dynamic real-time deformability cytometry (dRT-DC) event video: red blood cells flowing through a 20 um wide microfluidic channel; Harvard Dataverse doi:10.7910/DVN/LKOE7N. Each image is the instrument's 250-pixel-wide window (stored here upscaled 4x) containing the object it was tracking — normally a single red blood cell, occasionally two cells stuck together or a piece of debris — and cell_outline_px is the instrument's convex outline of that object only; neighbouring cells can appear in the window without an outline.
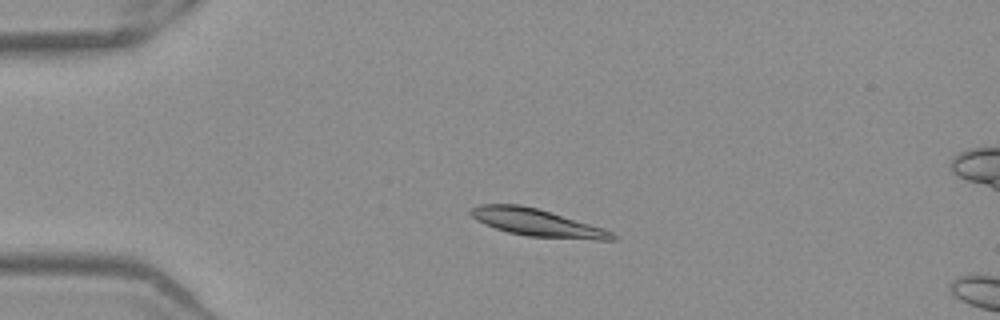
{"species": "Egyptian fruit bat (a non-hibernating species)", "species_latin": "Rousettus aegyptiacus", "temperature_condition": "warm", "stored_images_in_passage": 16, "camera_frame_rate_fps": 3000, "um_per_image_px": 0.085, "frame": {"image": 1, "passage_image": 12, "time_ms": 3.667, "image_size_px": [1000, 320], "cell_outline_px": [[616, 240], [596, 240], [528, 236], [508, 232], [484, 224], [476, 220], [468, 212], [472, 208], [480, 204], [520, 204], [536, 208], [604, 228], [612, 232], [616, 236]], "centroid_in_image_um": [45.64, 18.93], "position_along_channel_um": 39.4, "area_um2": 22.37}}